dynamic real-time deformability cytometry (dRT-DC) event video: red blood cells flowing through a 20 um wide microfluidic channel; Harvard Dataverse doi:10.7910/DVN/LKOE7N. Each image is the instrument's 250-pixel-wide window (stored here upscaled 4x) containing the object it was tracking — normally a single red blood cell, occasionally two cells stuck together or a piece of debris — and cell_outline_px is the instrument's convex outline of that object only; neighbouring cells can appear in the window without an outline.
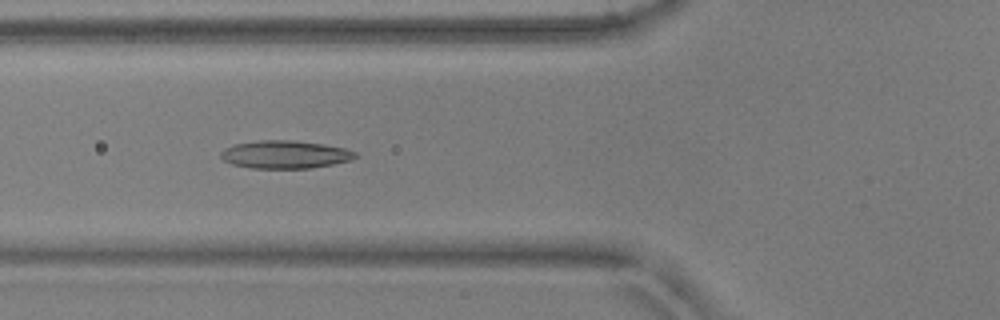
{"species": "common noctule bat (a hibernating species)", "species_latin": "Nyctalus noctula", "temperature_condition": "warm", "stored_images_in_passage": 48, "camera_frame_rate_fps": 3000, "um_per_image_px": 0.085, "animal": {"sex": "male", "body_mass_g": 17.9, "forearm_length_mm": 54.2}, "frame": {"image": 1, "passage_image": 15, "time_ms": 4.667, "image_size_px": [1000, 320], "cell_outline_px": [[360, 156], [352, 160], [332, 164], [308, 168], [252, 168], [232, 164], [224, 160], [220, 156], [220, 152], [224, 148], [236, 144], [260, 140], [292, 140], [324, 144], [344, 148], [356, 152]], "centroid_in_image_um": [24.25, 13.13], "position_along_channel_um": 101.5, "area_um2": 21.85}}
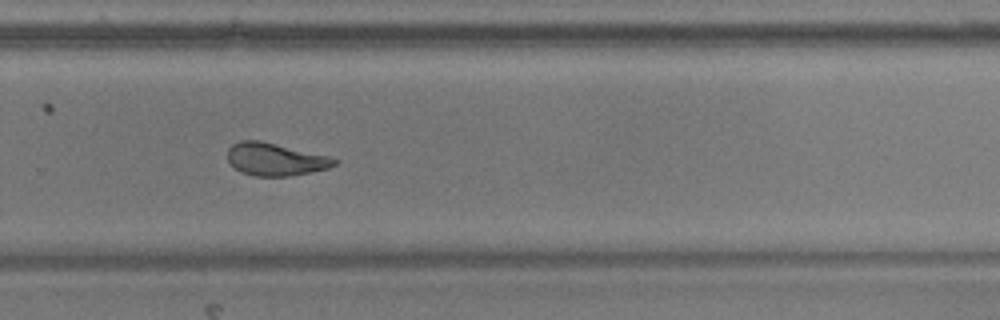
{"frame": {"image": 2, "passage_image": 31, "time_ms": 10.0, "image_size_px": [1000, 320], "cell_outline_px": [[340, 160], [336, 164], [328, 168], [288, 176], [256, 176], [240, 172], [228, 160], [228, 148], [232, 144], [240, 140], [260, 140], [328, 156]], "centroid_in_image_um": [23.38, 13.53], "position_along_channel_um": 306.4, "area_um2": 20.11}}
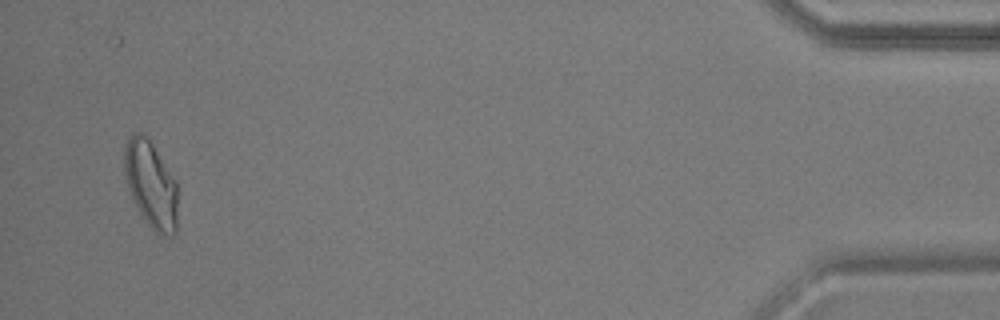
{"frame": {"image": 3, "passage_image": 46, "time_ms": 15.0, "image_size_px": [1000, 320], "cell_outline_px": [[176, 232], [172, 236], [160, 236], [148, 224], [140, 212], [128, 188], [124, 172], [124, 144], [128, 136], [132, 132], [140, 132], [152, 144], [176, 180]], "centroid_in_image_um": [12.81, 15.66], "position_along_channel_um": 422.4, "area_um2": 26.7}, "authors_computed_cell_mechanics": {"area_um2": 21.675, "velocity_mm_per_s": 3.8448, "shape_relaxation_time_tau1_ms": 9.7258, "shape_relaxation_time_tau2_ms": 1.6612, "deformation_change_tau1": 0.2356, "deformation_change_tau2": 0.0936}}